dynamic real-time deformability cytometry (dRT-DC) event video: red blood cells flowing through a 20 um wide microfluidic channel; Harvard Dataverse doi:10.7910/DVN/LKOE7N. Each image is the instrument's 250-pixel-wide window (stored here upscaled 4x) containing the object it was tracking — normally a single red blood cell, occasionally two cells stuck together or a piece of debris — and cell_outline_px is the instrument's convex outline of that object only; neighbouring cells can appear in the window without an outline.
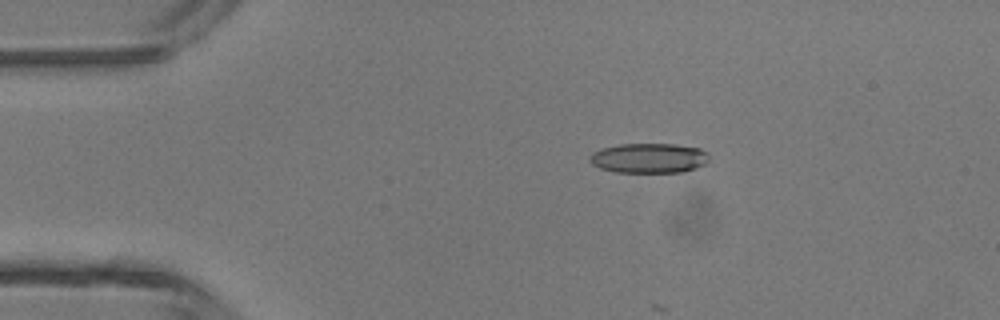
{"species": "common noctule bat (a hibernating species)", "species_latin": "Nyctalus noctula", "temperature_condition": "room temperature", "stored_images_in_passage": 26, "camera_frame_rate_fps": 3000, "um_per_image_px": 0.085, "animal": {"sex": "male", "body_mass_g": 13.3}, "frame": {"image": 1, "passage_image": 9, "time_ms": 2.667, "image_size_px": [1000, 320], "cell_outline_px": [[708, 160], [704, 164], [696, 168], [684, 172], [616, 172], [600, 168], [592, 164], [588, 160], [588, 156], [592, 152], [604, 148], [620, 144], [676, 144], [700, 148], [708, 152]], "centroid_in_image_um": [55.16, 13.44], "position_along_channel_um": 29.8, "area_um2": 20.87}}
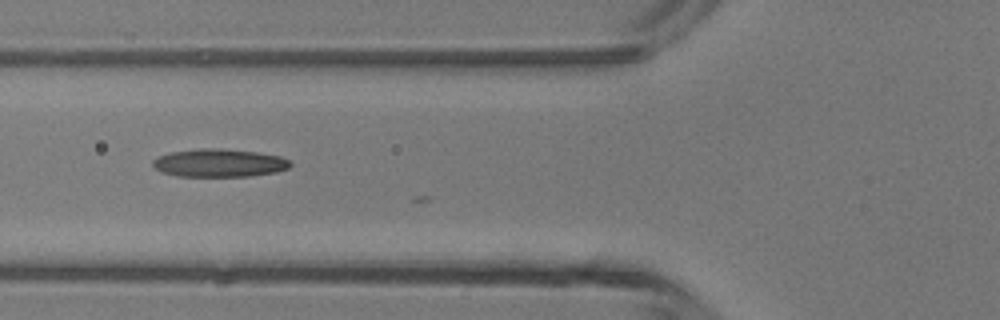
{"frame": {"image": 2, "passage_image": 18, "time_ms": 5.667, "image_size_px": [1000, 320], "cell_outline_px": [[292, 164], [288, 168], [276, 172], [248, 176], [176, 176], [160, 172], [152, 164], [152, 160], [160, 156], [172, 152], [200, 148], [216, 148], [256, 152], [280, 156], [288, 160]], "centroid_in_image_um": [18.62, 13.85], "position_along_channel_um": 107.2, "area_um2": 22.31}}
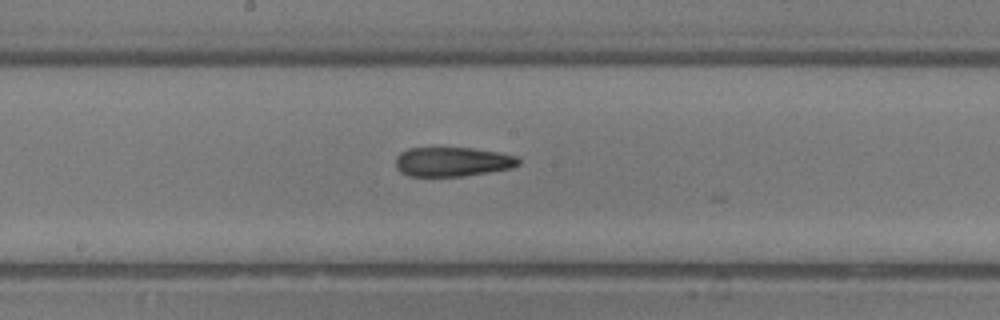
{"frame": {"image": 3, "passage_image": 25, "time_ms": 8.0, "image_size_px": [1000, 320], "cell_outline_px": [[520, 164], [512, 168], [464, 176], [408, 176], [400, 172], [396, 168], [396, 156], [400, 152], [408, 148], [472, 148], [500, 152], [516, 156], [520, 160]], "centroid_in_image_um": [38.45, 13.75], "position_along_channel_um": 209.7, "area_um2": 21.15}}